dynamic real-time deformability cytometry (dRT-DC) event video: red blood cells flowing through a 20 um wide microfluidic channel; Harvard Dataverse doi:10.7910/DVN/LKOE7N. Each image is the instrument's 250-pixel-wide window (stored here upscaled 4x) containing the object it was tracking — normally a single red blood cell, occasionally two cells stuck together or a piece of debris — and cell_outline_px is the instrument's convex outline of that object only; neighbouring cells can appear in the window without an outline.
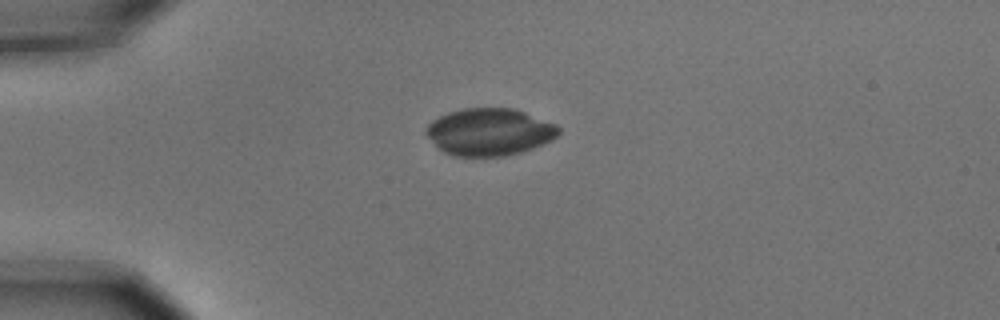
{"species": "common noctule bat (a hibernating species)", "species_latin": "Nyctalus noctula", "temperature_condition": "cold", "stored_images_in_passage": 2, "camera_frame_rate_fps": 3000, "um_per_image_px": 0.085, "animal": {"sex": "male", "body_mass_g": 15.6}, "frame": {"image": 1, "passage_image": 1, "time_ms": 0.0, "image_size_px": [1000, 320], "cell_outline_px": [[560, 132], [552, 140], [532, 148], [520, 152], [504, 156], [452, 156], [444, 152], [424, 132], [424, 128], [432, 120], [448, 112], [464, 108], [512, 108], [524, 112], [556, 124], [560, 128]], "centroid_in_image_um": [41.59, 11.21], "position_along_channel_um": 43.4, "area_um2": 36.3}}